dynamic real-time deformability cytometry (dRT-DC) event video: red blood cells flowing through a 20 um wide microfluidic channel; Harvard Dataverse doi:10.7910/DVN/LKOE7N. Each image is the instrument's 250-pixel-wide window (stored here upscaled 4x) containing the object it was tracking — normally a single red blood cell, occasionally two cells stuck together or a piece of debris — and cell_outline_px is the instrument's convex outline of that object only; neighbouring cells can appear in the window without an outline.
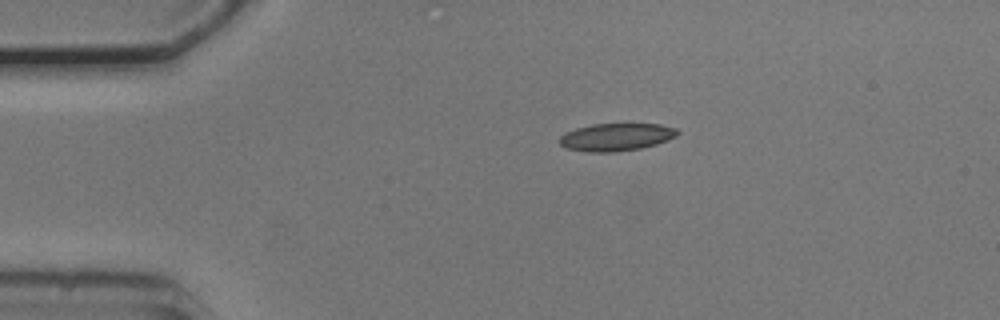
{"species": "common noctule bat (a hibernating species)", "species_latin": "Nyctalus noctula", "temperature_condition": "cold", "stored_images_in_passage": 44, "camera_frame_rate_fps": 3000, "um_per_image_px": 0.085, "animal": {"sex": "male", "body_mass_g": 20.5, "forearm_length_mm": 52.5}, "frame": {"image": 1, "passage_image": 1, "time_ms": 0.0, "image_size_px": [1000, 320], "cell_outline_px": [[680, 132], [676, 136], [668, 140], [656, 144], [640, 148], [612, 152], [588, 152], [564, 148], [560, 144], [560, 136], [564, 132], [576, 128], [592, 124], [660, 124], [676, 128]], "centroid_in_image_um": [52.36, 11.65], "position_along_channel_um": 32.6, "area_um2": 19.02}}
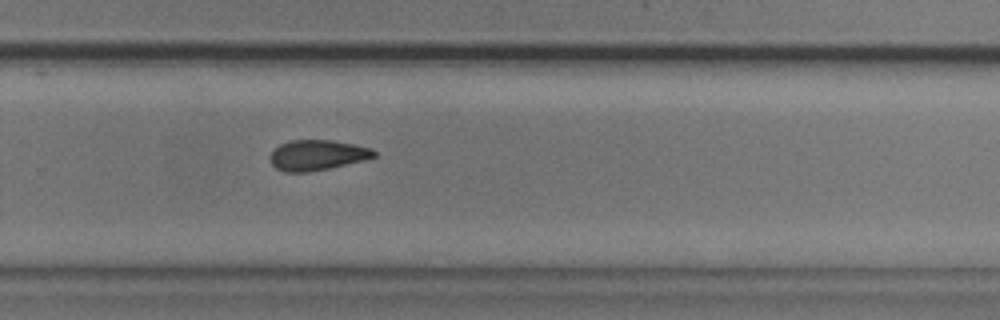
{"frame": {"image": 2, "passage_image": 26, "time_ms": 8.333, "image_size_px": [1000, 320], "cell_outline_px": [[376, 156], [364, 160], [328, 168], [308, 172], [284, 172], [276, 168], [272, 164], [268, 156], [280, 144], [292, 140], [332, 140], [356, 144], [372, 148], [376, 152]], "centroid_in_image_um": [26.96, 13.18], "position_along_channel_um": 302.8, "area_um2": 18.38}}
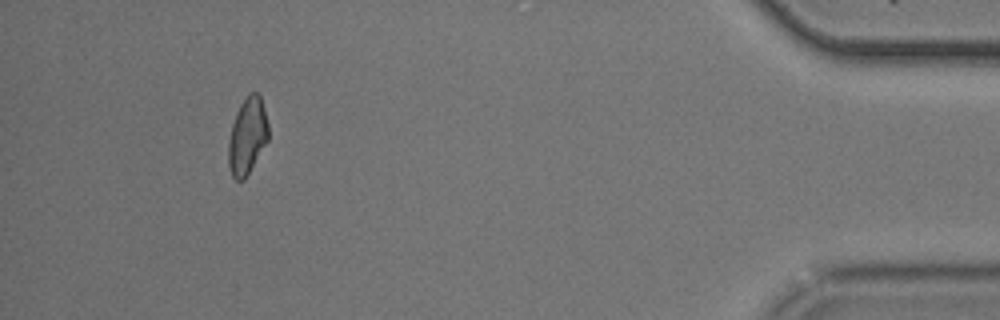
{"frame": {"image": 3, "passage_image": 40, "time_ms": 13.0, "image_size_px": [1000, 320], "cell_outline_px": [[268, 140], [244, 180], [236, 180], [232, 176], [228, 164], [228, 140], [232, 124], [236, 112], [240, 104], [248, 92], [256, 92], [260, 96], [264, 108], [268, 124]], "centroid_in_image_um": [21.01, 11.54], "position_along_channel_um": 414.2, "area_um2": 17.86}, "authors_computed_cell_mechanics": {"area_um2": 18.6116, "velocity_mm_per_s": 3.7532, "shape_relaxation_time_tau1_ms": 4.3144, "shape_relaxation_time_tau2_ms": 6.7732, "deformation_change_tau1": 0.1248, "deformation_change_tau2": 0.1455}}